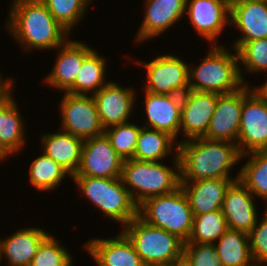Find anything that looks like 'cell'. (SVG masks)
Here are the masks:
<instances>
[{
    "instance_id": "obj_1",
    "label": "cell",
    "mask_w": 267,
    "mask_h": 266,
    "mask_svg": "<svg viewBox=\"0 0 267 266\" xmlns=\"http://www.w3.org/2000/svg\"><path fill=\"white\" fill-rule=\"evenodd\" d=\"M7 17L6 32H10L25 52L32 49L55 50L70 34L41 0H12Z\"/></svg>"
},
{
    "instance_id": "obj_2",
    "label": "cell",
    "mask_w": 267,
    "mask_h": 266,
    "mask_svg": "<svg viewBox=\"0 0 267 266\" xmlns=\"http://www.w3.org/2000/svg\"><path fill=\"white\" fill-rule=\"evenodd\" d=\"M180 181L233 178V166L240 163L235 143L209 140L204 137L178 143Z\"/></svg>"
},
{
    "instance_id": "obj_3",
    "label": "cell",
    "mask_w": 267,
    "mask_h": 266,
    "mask_svg": "<svg viewBox=\"0 0 267 266\" xmlns=\"http://www.w3.org/2000/svg\"><path fill=\"white\" fill-rule=\"evenodd\" d=\"M173 154V169L163 161L124 160L120 178L138 206L147 198L170 194L180 187L179 158L177 152Z\"/></svg>"
},
{
    "instance_id": "obj_4",
    "label": "cell",
    "mask_w": 267,
    "mask_h": 266,
    "mask_svg": "<svg viewBox=\"0 0 267 266\" xmlns=\"http://www.w3.org/2000/svg\"><path fill=\"white\" fill-rule=\"evenodd\" d=\"M211 49L199 65L189 66V89L193 91L215 92L227 94L241 89L243 82L240 71L238 54L225 45H210Z\"/></svg>"
},
{
    "instance_id": "obj_5",
    "label": "cell",
    "mask_w": 267,
    "mask_h": 266,
    "mask_svg": "<svg viewBox=\"0 0 267 266\" xmlns=\"http://www.w3.org/2000/svg\"><path fill=\"white\" fill-rule=\"evenodd\" d=\"M89 202L103 215L123 227L138 216V205L132 199L120 177L101 178L73 176L72 179Z\"/></svg>"
},
{
    "instance_id": "obj_6",
    "label": "cell",
    "mask_w": 267,
    "mask_h": 266,
    "mask_svg": "<svg viewBox=\"0 0 267 266\" xmlns=\"http://www.w3.org/2000/svg\"><path fill=\"white\" fill-rule=\"evenodd\" d=\"M138 216L147 224L162 228L187 242L194 215L181 186L174 192L147 198L138 206Z\"/></svg>"
},
{
    "instance_id": "obj_7",
    "label": "cell",
    "mask_w": 267,
    "mask_h": 266,
    "mask_svg": "<svg viewBox=\"0 0 267 266\" xmlns=\"http://www.w3.org/2000/svg\"><path fill=\"white\" fill-rule=\"evenodd\" d=\"M122 229L146 266H168L183 255L184 242L181 239L147 224L139 216Z\"/></svg>"
},
{
    "instance_id": "obj_8",
    "label": "cell",
    "mask_w": 267,
    "mask_h": 266,
    "mask_svg": "<svg viewBox=\"0 0 267 266\" xmlns=\"http://www.w3.org/2000/svg\"><path fill=\"white\" fill-rule=\"evenodd\" d=\"M236 145L240 155L267 150V102L248 84L242 87L241 123Z\"/></svg>"
},
{
    "instance_id": "obj_9",
    "label": "cell",
    "mask_w": 267,
    "mask_h": 266,
    "mask_svg": "<svg viewBox=\"0 0 267 266\" xmlns=\"http://www.w3.org/2000/svg\"><path fill=\"white\" fill-rule=\"evenodd\" d=\"M147 73L144 91L150 93L183 95L189 91V64L178 56L164 54L150 62L136 61Z\"/></svg>"
},
{
    "instance_id": "obj_10",
    "label": "cell",
    "mask_w": 267,
    "mask_h": 266,
    "mask_svg": "<svg viewBox=\"0 0 267 266\" xmlns=\"http://www.w3.org/2000/svg\"><path fill=\"white\" fill-rule=\"evenodd\" d=\"M60 101V129L83 140L102 135V126L92 95L64 92Z\"/></svg>"
},
{
    "instance_id": "obj_11",
    "label": "cell",
    "mask_w": 267,
    "mask_h": 266,
    "mask_svg": "<svg viewBox=\"0 0 267 266\" xmlns=\"http://www.w3.org/2000/svg\"><path fill=\"white\" fill-rule=\"evenodd\" d=\"M123 162L124 159L116 153L103 133L84 140L80 164L74 176L121 177Z\"/></svg>"
},
{
    "instance_id": "obj_12",
    "label": "cell",
    "mask_w": 267,
    "mask_h": 266,
    "mask_svg": "<svg viewBox=\"0 0 267 266\" xmlns=\"http://www.w3.org/2000/svg\"><path fill=\"white\" fill-rule=\"evenodd\" d=\"M219 93L189 90L182 95L180 134L186 141L206 135Z\"/></svg>"
},
{
    "instance_id": "obj_13",
    "label": "cell",
    "mask_w": 267,
    "mask_h": 266,
    "mask_svg": "<svg viewBox=\"0 0 267 266\" xmlns=\"http://www.w3.org/2000/svg\"><path fill=\"white\" fill-rule=\"evenodd\" d=\"M230 2L231 0H186L185 14L194 30L212 45L217 43L224 28L230 25Z\"/></svg>"
},
{
    "instance_id": "obj_14",
    "label": "cell",
    "mask_w": 267,
    "mask_h": 266,
    "mask_svg": "<svg viewBox=\"0 0 267 266\" xmlns=\"http://www.w3.org/2000/svg\"><path fill=\"white\" fill-rule=\"evenodd\" d=\"M231 25L242 35L230 46L236 51L245 42L267 38V0H231Z\"/></svg>"
},
{
    "instance_id": "obj_15",
    "label": "cell",
    "mask_w": 267,
    "mask_h": 266,
    "mask_svg": "<svg viewBox=\"0 0 267 266\" xmlns=\"http://www.w3.org/2000/svg\"><path fill=\"white\" fill-rule=\"evenodd\" d=\"M136 89L122 87L117 82L109 81L93 96L102 126L129 122L135 107Z\"/></svg>"
},
{
    "instance_id": "obj_16",
    "label": "cell",
    "mask_w": 267,
    "mask_h": 266,
    "mask_svg": "<svg viewBox=\"0 0 267 266\" xmlns=\"http://www.w3.org/2000/svg\"><path fill=\"white\" fill-rule=\"evenodd\" d=\"M144 111L147 122L143 127L166 132L176 141L180 135L182 95L144 91Z\"/></svg>"
},
{
    "instance_id": "obj_17",
    "label": "cell",
    "mask_w": 267,
    "mask_h": 266,
    "mask_svg": "<svg viewBox=\"0 0 267 266\" xmlns=\"http://www.w3.org/2000/svg\"><path fill=\"white\" fill-rule=\"evenodd\" d=\"M145 3V15L134 40L137 43L159 37L186 15V0H145Z\"/></svg>"
},
{
    "instance_id": "obj_18",
    "label": "cell",
    "mask_w": 267,
    "mask_h": 266,
    "mask_svg": "<svg viewBox=\"0 0 267 266\" xmlns=\"http://www.w3.org/2000/svg\"><path fill=\"white\" fill-rule=\"evenodd\" d=\"M241 110L242 88L232 93L219 94L204 138L237 144Z\"/></svg>"
},
{
    "instance_id": "obj_19",
    "label": "cell",
    "mask_w": 267,
    "mask_h": 266,
    "mask_svg": "<svg viewBox=\"0 0 267 266\" xmlns=\"http://www.w3.org/2000/svg\"><path fill=\"white\" fill-rule=\"evenodd\" d=\"M255 200V196L239 179L229 185L221 208L229 229L246 234L251 232L259 218Z\"/></svg>"
},
{
    "instance_id": "obj_20",
    "label": "cell",
    "mask_w": 267,
    "mask_h": 266,
    "mask_svg": "<svg viewBox=\"0 0 267 266\" xmlns=\"http://www.w3.org/2000/svg\"><path fill=\"white\" fill-rule=\"evenodd\" d=\"M93 50L83 41L67 39L56 48L58 54L56 55V61H54V67L43 82L59 91L66 92L74 84L83 60Z\"/></svg>"
},
{
    "instance_id": "obj_21",
    "label": "cell",
    "mask_w": 267,
    "mask_h": 266,
    "mask_svg": "<svg viewBox=\"0 0 267 266\" xmlns=\"http://www.w3.org/2000/svg\"><path fill=\"white\" fill-rule=\"evenodd\" d=\"M84 248L97 266H146L123 232L112 238H91Z\"/></svg>"
},
{
    "instance_id": "obj_22",
    "label": "cell",
    "mask_w": 267,
    "mask_h": 266,
    "mask_svg": "<svg viewBox=\"0 0 267 266\" xmlns=\"http://www.w3.org/2000/svg\"><path fill=\"white\" fill-rule=\"evenodd\" d=\"M238 179L239 171L234 178L180 181V186L187 195L190 208L195 216L221 210L227 188Z\"/></svg>"
},
{
    "instance_id": "obj_23",
    "label": "cell",
    "mask_w": 267,
    "mask_h": 266,
    "mask_svg": "<svg viewBox=\"0 0 267 266\" xmlns=\"http://www.w3.org/2000/svg\"><path fill=\"white\" fill-rule=\"evenodd\" d=\"M49 234L39 227H25L0 239V263L5 258L8 266H30L39 245Z\"/></svg>"
},
{
    "instance_id": "obj_24",
    "label": "cell",
    "mask_w": 267,
    "mask_h": 266,
    "mask_svg": "<svg viewBox=\"0 0 267 266\" xmlns=\"http://www.w3.org/2000/svg\"><path fill=\"white\" fill-rule=\"evenodd\" d=\"M40 136L43 153L73 177L80 164L84 140L62 130L41 133Z\"/></svg>"
},
{
    "instance_id": "obj_25",
    "label": "cell",
    "mask_w": 267,
    "mask_h": 266,
    "mask_svg": "<svg viewBox=\"0 0 267 266\" xmlns=\"http://www.w3.org/2000/svg\"><path fill=\"white\" fill-rule=\"evenodd\" d=\"M16 102L11 94L0 103V142L12 156L27 143L24 137L26 127Z\"/></svg>"
},
{
    "instance_id": "obj_26",
    "label": "cell",
    "mask_w": 267,
    "mask_h": 266,
    "mask_svg": "<svg viewBox=\"0 0 267 266\" xmlns=\"http://www.w3.org/2000/svg\"><path fill=\"white\" fill-rule=\"evenodd\" d=\"M173 147L177 152L178 142L168 133L142 126L132 159L149 162L163 161L172 153Z\"/></svg>"
},
{
    "instance_id": "obj_27",
    "label": "cell",
    "mask_w": 267,
    "mask_h": 266,
    "mask_svg": "<svg viewBox=\"0 0 267 266\" xmlns=\"http://www.w3.org/2000/svg\"><path fill=\"white\" fill-rule=\"evenodd\" d=\"M222 266H254L248 234L229 229L213 244Z\"/></svg>"
},
{
    "instance_id": "obj_28",
    "label": "cell",
    "mask_w": 267,
    "mask_h": 266,
    "mask_svg": "<svg viewBox=\"0 0 267 266\" xmlns=\"http://www.w3.org/2000/svg\"><path fill=\"white\" fill-rule=\"evenodd\" d=\"M93 50L84 60L74 84L66 91L74 95H94L109 81L106 78V60ZM106 80V81H105Z\"/></svg>"
},
{
    "instance_id": "obj_29",
    "label": "cell",
    "mask_w": 267,
    "mask_h": 266,
    "mask_svg": "<svg viewBox=\"0 0 267 266\" xmlns=\"http://www.w3.org/2000/svg\"><path fill=\"white\" fill-rule=\"evenodd\" d=\"M249 158L239 169V181L258 199L267 205V150L256 151L241 155ZM250 156V157H249ZM258 196V197H257ZM267 208V206H265Z\"/></svg>"
},
{
    "instance_id": "obj_30",
    "label": "cell",
    "mask_w": 267,
    "mask_h": 266,
    "mask_svg": "<svg viewBox=\"0 0 267 266\" xmlns=\"http://www.w3.org/2000/svg\"><path fill=\"white\" fill-rule=\"evenodd\" d=\"M29 181L31 185L40 191H52L57 189L64 178L71 175L51 157H48L42 152V155L37 156L29 166ZM67 176V177H66Z\"/></svg>"
},
{
    "instance_id": "obj_31",
    "label": "cell",
    "mask_w": 267,
    "mask_h": 266,
    "mask_svg": "<svg viewBox=\"0 0 267 266\" xmlns=\"http://www.w3.org/2000/svg\"><path fill=\"white\" fill-rule=\"evenodd\" d=\"M228 230L222 210L195 215L191 234L185 243L214 244Z\"/></svg>"
},
{
    "instance_id": "obj_32",
    "label": "cell",
    "mask_w": 267,
    "mask_h": 266,
    "mask_svg": "<svg viewBox=\"0 0 267 266\" xmlns=\"http://www.w3.org/2000/svg\"><path fill=\"white\" fill-rule=\"evenodd\" d=\"M55 20L70 34L72 29L84 19L93 0H41ZM89 5V6H88Z\"/></svg>"
},
{
    "instance_id": "obj_33",
    "label": "cell",
    "mask_w": 267,
    "mask_h": 266,
    "mask_svg": "<svg viewBox=\"0 0 267 266\" xmlns=\"http://www.w3.org/2000/svg\"><path fill=\"white\" fill-rule=\"evenodd\" d=\"M237 54L240 75L245 84H247V81H244L247 80L244 77L245 69L246 72H251V74L259 71L267 72V38L245 42L237 50Z\"/></svg>"
},
{
    "instance_id": "obj_34",
    "label": "cell",
    "mask_w": 267,
    "mask_h": 266,
    "mask_svg": "<svg viewBox=\"0 0 267 266\" xmlns=\"http://www.w3.org/2000/svg\"><path fill=\"white\" fill-rule=\"evenodd\" d=\"M140 129V125L127 122L107 127L104 133L116 153L126 160L134 157Z\"/></svg>"
},
{
    "instance_id": "obj_35",
    "label": "cell",
    "mask_w": 267,
    "mask_h": 266,
    "mask_svg": "<svg viewBox=\"0 0 267 266\" xmlns=\"http://www.w3.org/2000/svg\"><path fill=\"white\" fill-rule=\"evenodd\" d=\"M73 256L49 234L39 245L30 266H73Z\"/></svg>"
},
{
    "instance_id": "obj_36",
    "label": "cell",
    "mask_w": 267,
    "mask_h": 266,
    "mask_svg": "<svg viewBox=\"0 0 267 266\" xmlns=\"http://www.w3.org/2000/svg\"><path fill=\"white\" fill-rule=\"evenodd\" d=\"M264 210L262 218H258L248 234L250 251L255 265L267 264V208Z\"/></svg>"
},
{
    "instance_id": "obj_37",
    "label": "cell",
    "mask_w": 267,
    "mask_h": 266,
    "mask_svg": "<svg viewBox=\"0 0 267 266\" xmlns=\"http://www.w3.org/2000/svg\"><path fill=\"white\" fill-rule=\"evenodd\" d=\"M183 255L192 266H222L213 244L184 243Z\"/></svg>"
},
{
    "instance_id": "obj_38",
    "label": "cell",
    "mask_w": 267,
    "mask_h": 266,
    "mask_svg": "<svg viewBox=\"0 0 267 266\" xmlns=\"http://www.w3.org/2000/svg\"><path fill=\"white\" fill-rule=\"evenodd\" d=\"M13 83L14 80L12 78H2L0 72V103L6 100L13 93Z\"/></svg>"
},
{
    "instance_id": "obj_39",
    "label": "cell",
    "mask_w": 267,
    "mask_h": 266,
    "mask_svg": "<svg viewBox=\"0 0 267 266\" xmlns=\"http://www.w3.org/2000/svg\"><path fill=\"white\" fill-rule=\"evenodd\" d=\"M267 79V78H266ZM252 88L257 92V94L267 102V80L265 83H263L261 86L260 85H251Z\"/></svg>"
},
{
    "instance_id": "obj_40",
    "label": "cell",
    "mask_w": 267,
    "mask_h": 266,
    "mask_svg": "<svg viewBox=\"0 0 267 266\" xmlns=\"http://www.w3.org/2000/svg\"><path fill=\"white\" fill-rule=\"evenodd\" d=\"M168 266H192V264L184 255H182L180 258L172 261Z\"/></svg>"
},
{
    "instance_id": "obj_41",
    "label": "cell",
    "mask_w": 267,
    "mask_h": 266,
    "mask_svg": "<svg viewBox=\"0 0 267 266\" xmlns=\"http://www.w3.org/2000/svg\"><path fill=\"white\" fill-rule=\"evenodd\" d=\"M12 155L3 147V145L0 142V162L5 161L8 159V157H11Z\"/></svg>"
}]
</instances>
